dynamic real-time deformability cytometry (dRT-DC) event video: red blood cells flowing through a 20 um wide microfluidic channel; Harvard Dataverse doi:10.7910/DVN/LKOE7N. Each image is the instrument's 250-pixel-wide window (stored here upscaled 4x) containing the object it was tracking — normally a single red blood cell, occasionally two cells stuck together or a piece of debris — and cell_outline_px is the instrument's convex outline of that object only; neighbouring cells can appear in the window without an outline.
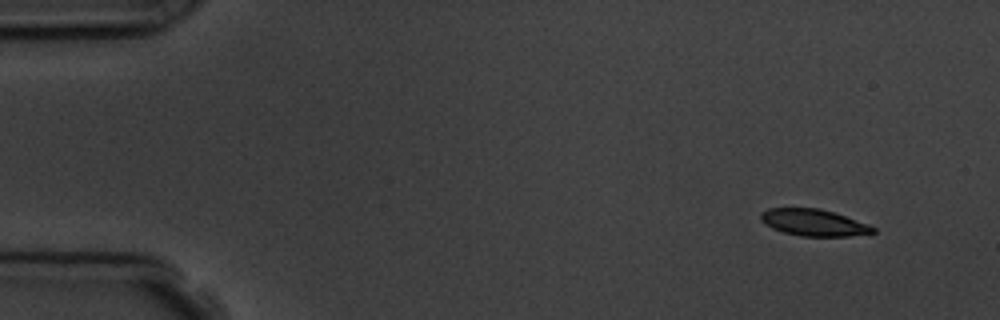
{"species": "common noctule bat (a hibernating species)", "species_latin": "Nyctalus noctula", "temperature_condition": "room temperature", "stored_images_in_passage": 5, "camera_frame_rate_fps": 3000, "um_per_image_px": 0.085, "animal": {"sex": "male", "body_mass_g": 19.5, "forearm_length_mm": 54.6}, "frame": {"image": 1, "passage_image": 1, "time_ms": 0.0, "image_size_px": [1000, 320], "cell_outline_px": [[876, 232], [848, 236], [800, 236], [784, 232], [772, 228], [764, 224], [760, 220], [760, 212], [768, 208], [820, 208], [868, 224], [876, 228]], "centroid_in_image_um": [69.12, 18.91], "position_along_channel_um": 15.9, "area_um2": 17.4}}
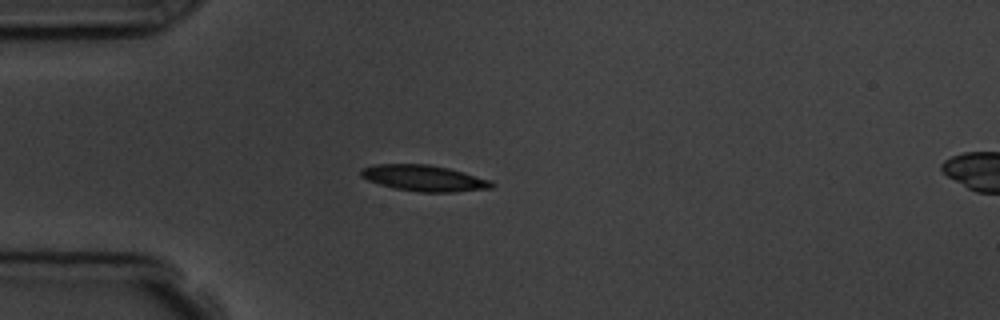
{"frame": {"image": 2, "passage_image": 4, "time_ms": 3.333, "image_size_px": [1000, 320], "cell_outline_px": [[496, 184], [492, 188], [452, 192], [420, 192], [392, 188], [368, 180], [360, 176], [360, 168], [376, 164], [428, 164], [448, 168], [464, 172], [492, 180]], "centroid_in_image_um": [36.05, 15.14], "position_along_channel_um": 48.9, "area_um2": 20.0}}